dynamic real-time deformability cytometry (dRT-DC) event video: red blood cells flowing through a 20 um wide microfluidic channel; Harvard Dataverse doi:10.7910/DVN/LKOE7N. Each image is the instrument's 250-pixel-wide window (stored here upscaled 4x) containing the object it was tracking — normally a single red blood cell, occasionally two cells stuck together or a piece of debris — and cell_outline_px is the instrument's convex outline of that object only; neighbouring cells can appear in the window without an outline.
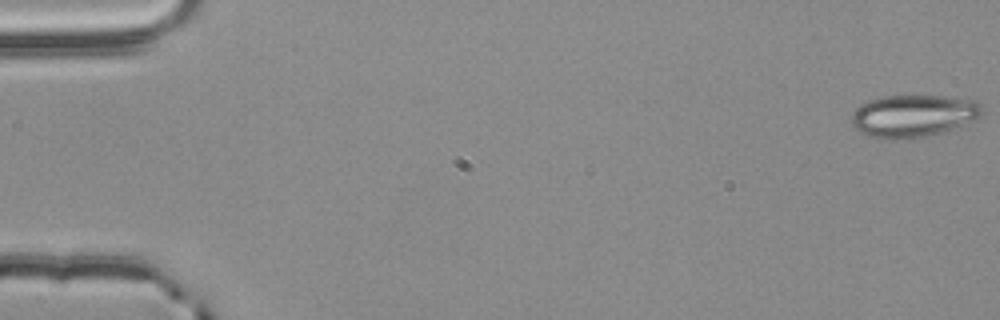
{"species": "common noctule bat (a hibernating species)", "species_latin": "Nyctalus noctula", "temperature_condition": "room temperature", "stored_images_in_passage": 55, "camera_frame_rate_fps": 3000, "um_per_image_px": 0.085, "animal": {"sex": "male", "body_mass_g": 20.4}, "frame": {"image": 1, "passage_image": 1, "time_ms": 0.0, "image_size_px": [1000, 320], "cell_outline_px": [[984, 108], [980, 116], [952, 128], [940, 132], [924, 136], [892, 140], [888, 140], [872, 136], [860, 132], [852, 124], [852, 112], [860, 104], [868, 100], [884, 96], [944, 96], [976, 100]], "centroid_in_image_um": [77.59, 9.83], "position_along_channel_um": 7.4, "area_um2": 31.85}}
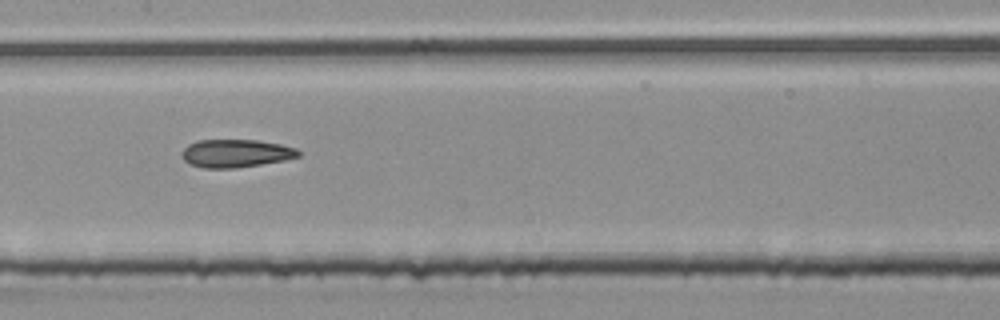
{"frame": {"image": 2, "passage_image": 28, "time_ms": 9.0, "image_size_px": [1000, 320], "cell_outline_px": [[300, 156], [284, 160], [260, 164], [232, 168], [204, 168], [188, 164], [180, 156], [180, 152], [188, 144], [196, 140], [256, 140], [280, 144], [296, 148], [300, 152]], "centroid_in_image_um": [19.99, 13.03], "position_along_channel_um": 187.4, "area_um2": 19.07}}
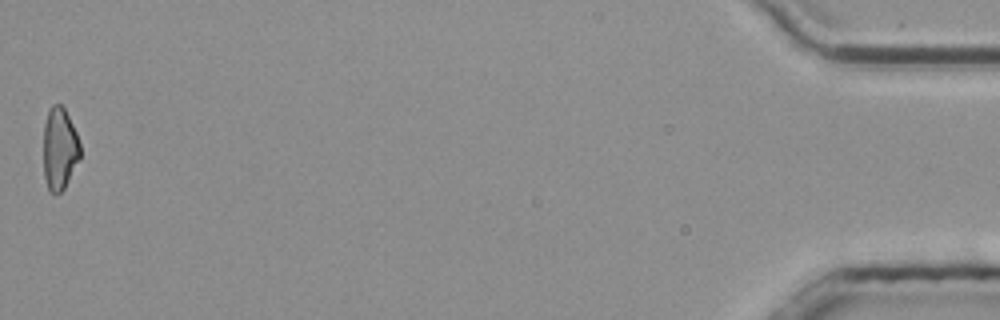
{"frame": {"image": 3, "passage_image": 55, "time_ms": 18.0, "image_size_px": [1000, 320], "cell_outline_px": [[80, 156], [64, 188], [56, 196], [48, 192], [44, 176], [44, 124], [48, 108], [52, 104], [60, 104], [64, 108], [76, 132], [80, 144]], "centroid_in_image_um": [5.04, 12.65], "position_along_channel_um": 430.2, "area_um2": 17.63}, "authors_computed_cell_mechanics": {"area_um2": 19.4786, "velocity_mm_per_s": 3.8386, "shape_relaxation_time_tau1_ms": null, "shape_relaxation_time_tau2_ms": 5.2028, "deformation_change_tau1": null, "deformation_change_tau2": 0.1456}}